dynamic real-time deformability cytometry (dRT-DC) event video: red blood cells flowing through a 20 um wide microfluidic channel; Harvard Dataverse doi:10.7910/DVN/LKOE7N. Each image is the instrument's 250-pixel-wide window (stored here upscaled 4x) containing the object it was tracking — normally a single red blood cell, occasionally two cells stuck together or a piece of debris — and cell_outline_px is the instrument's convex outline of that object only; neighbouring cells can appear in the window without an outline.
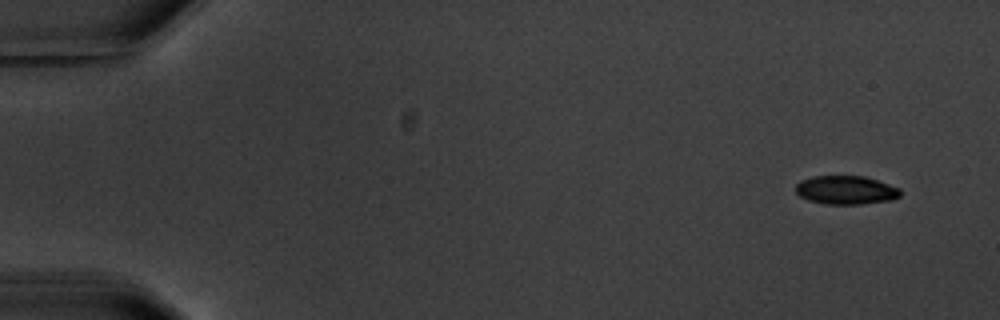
{"species": "common noctule bat (a hibernating species)", "species_latin": "Nyctalus noctula", "temperature_condition": "warm", "stored_images_in_passage": 4, "camera_frame_rate_fps": 3000, "um_per_image_px": 0.085, "animal": {"sex": "male", "body_mass_g": 20.1, "forearm_length_mm": 53.5}, "frame": {"image": 1, "passage_image": 1, "time_ms": 0.0, "image_size_px": [1000, 320], "cell_outline_px": [[900, 196], [892, 200], [860, 204], [824, 204], [808, 200], [800, 196], [796, 192], [796, 184], [800, 180], [812, 176], [864, 176], [900, 188]], "centroid_in_image_um": [71.88, 16.15], "position_along_channel_um": 13.1, "area_um2": 17.46}}